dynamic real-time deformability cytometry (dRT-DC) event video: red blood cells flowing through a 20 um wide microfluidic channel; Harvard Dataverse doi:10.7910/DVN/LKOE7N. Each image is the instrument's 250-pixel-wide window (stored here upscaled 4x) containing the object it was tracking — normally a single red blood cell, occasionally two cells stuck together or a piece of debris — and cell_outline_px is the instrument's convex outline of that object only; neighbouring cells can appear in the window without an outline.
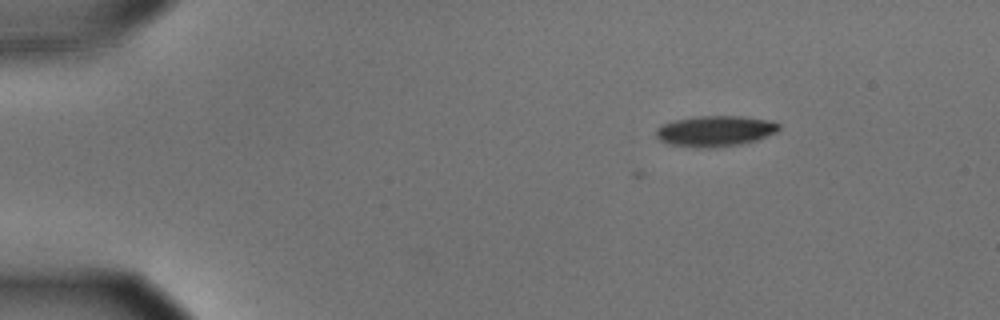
{"species": "common noctule bat (a hibernating species)", "species_latin": "Nyctalus noctula", "temperature_condition": "cold", "stored_images_in_passage": 4, "camera_frame_rate_fps": 3000, "um_per_image_px": 0.085, "animal": {"sex": "male", "body_mass_g": 15.6}, "frame": {"image": 1, "passage_image": 4, "time_ms": 1.0, "image_size_px": [1000, 320], "cell_outline_px": [[780, 128], [776, 132], [756, 140], [740, 144], [716, 148], [696, 148], [668, 144], [660, 140], [656, 136], [656, 128], [664, 124], [676, 120], [692, 116], [744, 116], [772, 120], [780, 124]], "centroid_in_image_um": [60.8, 11.14], "position_along_channel_um": 24.2, "area_um2": 22.25}}